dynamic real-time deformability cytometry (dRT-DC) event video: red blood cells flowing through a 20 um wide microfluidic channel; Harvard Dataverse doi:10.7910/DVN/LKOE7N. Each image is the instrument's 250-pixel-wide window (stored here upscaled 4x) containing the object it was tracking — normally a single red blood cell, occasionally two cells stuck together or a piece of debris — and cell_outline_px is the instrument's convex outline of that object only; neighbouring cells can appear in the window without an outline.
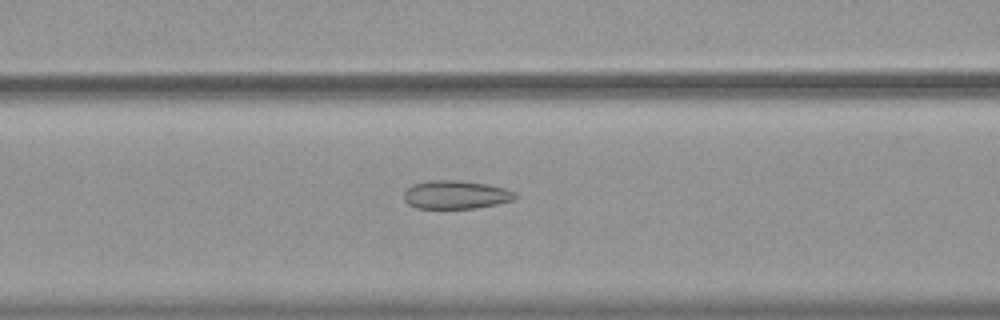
{"species": "common noctule bat (a hibernating species)", "species_latin": "Nyctalus noctula", "temperature_condition": "warm", "stored_images_in_passage": 52, "camera_frame_rate_fps": 3000, "um_per_image_px": 0.085, "animal": {"sex": "female", "body_mass_g": 19.9}, "frame": {"image": 1, "passage_image": 21, "time_ms": 6.667, "image_size_px": [1000, 320], "cell_outline_px": [[516, 196], [512, 200], [496, 204], [476, 208], [416, 208], [408, 204], [404, 200], [404, 192], [412, 184], [428, 180], [460, 180], [488, 184], [504, 188], [516, 192]], "centroid_in_image_um": [38.72, 16.54], "position_along_channel_um": 127.9, "area_um2": 18.44}}
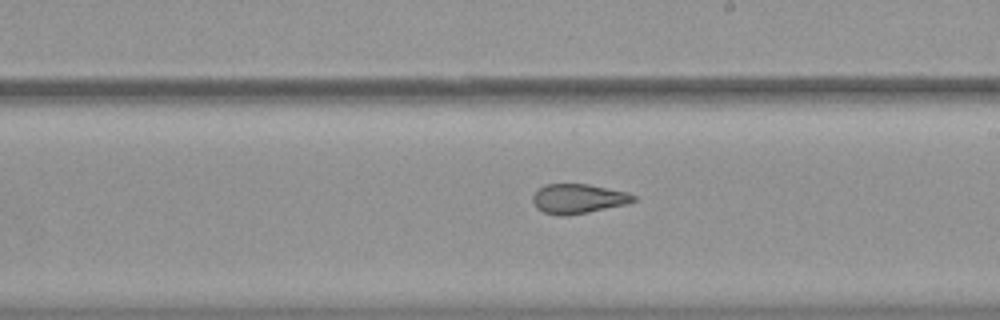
{"frame": {"image": 2, "passage_image": 30, "time_ms": 9.667, "image_size_px": [1000, 320], "cell_outline_px": [[636, 200], [628, 204], [588, 212], [564, 216], [556, 216], [544, 212], [536, 208], [532, 200], [532, 196], [544, 184], [588, 184], [628, 192], [636, 196]], "centroid_in_image_um": [49.15, 16.89], "position_along_channel_um": 239.8, "area_um2": 17.46}}
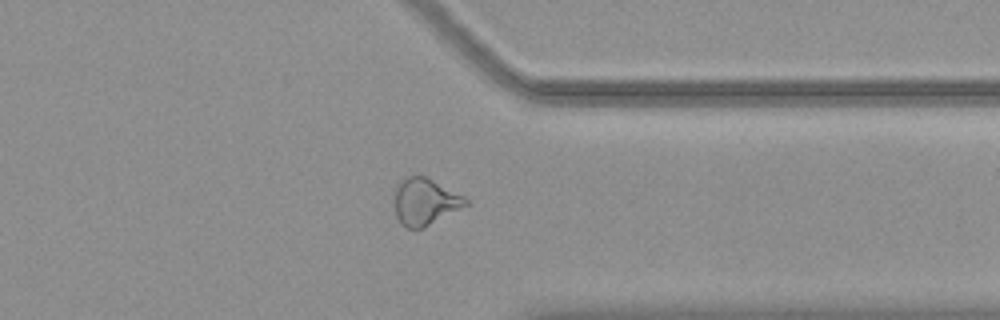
{"frame": {"image": 3, "passage_image": 41, "time_ms": 13.333, "image_size_px": [1000, 320], "cell_outline_px": [[468, 204], [420, 228], [404, 228], [400, 224], [396, 216], [396, 184], [400, 180], [408, 176], [424, 176], [464, 196], [468, 200]], "centroid_in_image_um": [36.09, 17.13], "position_along_channel_um": 375.3, "area_um2": 18.79}, "authors_computed_cell_mechanics": {"area_um2": 21.1259, "velocity_mm_per_s": 3.7504, "shape_relaxation_time_tau1_ms": null, "shape_relaxation_time_tau2_ms": 1.7251, "deformation_change_tau1": null, "deformation_change_tau2": 0.1019}}